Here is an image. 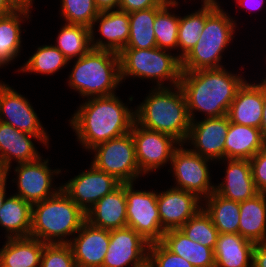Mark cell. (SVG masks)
<instances>
[{"instance_id": "obj_42", "label": "cell", "mask_w": 266, "mask_h": 267, "mask_svg": "<svg viewBox=\"0 0 266 267\" xmlns=\"http://www.w3.org/2000/svg\"><path fill=\"white\" fill-rule=\"evenodd\" d=\"M166 0H120L119 10L130 13L151 7H163Z\"/></svg>"}, {"instance_id": "obj_14", "label": "cell", "mask_w": 266, "mask_h": 267, "mask_svg": "<svg viewBox=\"0 0 266 267\" xmlns=\"http://www.w3.org/2000/svg\"><path fill=\"white\" fill-rule=\"evenodd\" d=\"M121 184L114 176L96 169L92 164L87 171L68 180L61 189L86 213L97 201Z\"/></svg>"}, {"instance_id": "obj_5", "label": "cell", "mask_w": 266, "mask_h": 267, "mask_svg": "<svg viewBox=\"0 0 266 267\" xmlns=\"http://www.w3.org/2000/svg\"><path fill=\"white\" fill-rule=\"evenodd\" d=\"M120 82L119 54L91 49L75 61L68 85L88 99L114 95Z\"/></svg>"}, {"instance_id": "obj_49", "label": "cell", "mask_w": 266, "mask_h": 267, "mask_svg": "<svg viewBox=\"0 0 266 267\" xmlns=\"http://www.w3.org/2000/svg\"><path fill=\"white\" fill-rule=\"evenodd\" d=\"M6 180L7 176L3 174L0 177V208L2 207L3 201L6 197Z\"/></svg>"}, {"instance_id": "obj_13", "label": "cell", "mask_w": 266, "mask_h": 267, "mask_svg": "<svg viewBox=\"0 0 266 267\" xmlns=\"http://www.w3.org/2000/svg\"><path fill=\"white\" fill-rule=\"evenodd\" d=\"M150 242L130 227L110 231L102 267H146Z\"/></svg>"}, {"instance_id": "obj_44", "label": "cell", "mask_w": 266, "mask_h": 267, "mask_svg": "<svg viewBox=\"0 0 266 267\" xmlns=\"http://www.w3.org/2000/svg\"><path fill=\"white\" fill-rule=\"evenodd\" d=\"M99 11L118 10L120 0H94Z\"/></svg>"}, {"instance_id": "obj_28", "label": "cell", "mask_w": 266, "mask_h": 267, "mask_svg": "<svg viewBox=\"0 0 266 267\" xmlns=\"http://www.w3.org/2000/svg\"><path fill=\"white\" fill-rule=\"evenodd\" d=\"M238 233L255 244L266 241V193L240 202Z\"/></svg>"}, {"instance_id": "obj_30", "label": "cell", "mask_w": 266, "mask_h": 267, "mask_svg": "<svg viewBox=\"0 0 266 267\" xmlns=\"http://www.w3.org/2000/svg\"><path fill=\"white\" fill-rule=\"evenodd\" d=\"M204 210L210 215L214 226L221 233H238L240 223V202H236L215 191L204 199ZM206 207V208H205Z\"/></svg>"}, {"instance_id": "obj_16", "label": "cell", "mask_w": 266, "mask_h": 267, "mask_svg": "<svg viewBox=\"0 0 266 267\" xmlns=\"http://www.w3.org/2000/svg\"><path fill=\"white\" fill-rule=\"evenodd\" d=\"M29 100L9 85L0 84V121L21 132L48 136Z\"/></svg>"}, {"instance_id": "obj_51", "label": "cell", "mask_w": 266, "mask_h": 267, "mask_svg": "<svg viewBox=\"0 0 266 267\" xmlns=\"http://www.w3.org/2000/svg\"><path fill=\"white\" fill-rule=\"evenodd\" d=\"M4 65H7V64H6V63L3 61V59L0 57V67L3 68ZM2 83H4V82H0V84H2Z\"/></svg>"}, {"instance_id": "obj_11", "label": "cell", "mask_w": 266, "mask_h": 267, "mask_svg": "<svg viewBox=\"0 0 266 267\" xmlns=\"http://www.w3.org/2000/svg\"><path fill=\"white\" fill-rule=\"evenodd\" d=\"M130 132L134 139L136 160L142 174L156 171L168 162L171 164L173 152L181 144L173 136L146 129L135 121Z\"/></svg>"}, {"instance_id": "obj_8", "label": "cell", "mask_w": 266, "mask_h": 267, "mask_svg": "<svg viewBox=\"0 0 266 267\" xmlns=\"http://www.w3.org/2000/svg\"><path fill=\"white\" fill-rule=\"evenodd\" d=\"M90 150L95 153L91 164L96 169L114 176L121 183H133L144 175L140 172L136 160L131 132L102 142Z\"/></svg>"}, {"instance_id": "obj_47", "label": "cell", "mask_w": 266, "mask_h": 267, "mask_svg": "<svg viewBox=\"0 0 266 267\" xmlns=\"http://www.w3.org/2000/svg\"><path fill=\"white\" fill-rule=\"evenodd\" d=\"M16 8L9 0H0V16H5L12 13Z\"/></svg>"}, {"instance_id": "obj_6", "label": "cell", "mask_w": 266, "mask_h": 267, "mask_svg": "<svg viewBox=\"0 0 266 267\" xmlns=\"http://www.w3.org/2000/svg\"><path fill=\"white\" fill-rule=\"evenodd\" d=\"M219 3L207 4V19L200 39L181 60L182 71L221 68L222 52L234 37L236 21Z\"/></svg>"}, {"instance_id": "obj_37", "label": "cell", "mask_w": 266, "mask_h": 267, "mask_svg": "<svg viewBox=\"0 0 266 267\" xmlns=\"http://www.w3.org/2000/svg\"><path fill=\"white\" fill-rule=\"evenodd\" d=\"M190 240L214 250L219 232L213 224L210 215L200 209L192 218L179 228Z\"/></svg>"}, {"instance_id": "obj_20", "label": "cell", "mask_w": 266, "mask_h": 267, "mask_svg": "<svg viewBox=\"0 0 266 267\" xmlns=\"http://www.w3.org/2000/svg\"><path fill=\"white\" fill-rule=\"evenodd\" d=\"M99 23L98 32L102 38L95 39L94 28ZM129 13L121 10L100 11L91 28V46L96 50H110L120 53L127 45L130 35Z\"/></svg>"}, {"instance_id": "obj_32", "label": "cell", "mask_w": 266, "mask_h": 267, "mask_svg": "<svg viewBox=\"0 0 266 267\" xmlns=\"http://www.w3.org/2000/svg\"><path fill=\"white\" fill-rule=\"evenodd\" d=\"M162 7H151L129 13L130 35L125 48L150 49L157 47L154 20Z\"/></svg>"}, {"instance_id": "obj_15", "label": "cell", "mask_w": 266, "mask_h": 267, "mask_svg": "<svg viewBox=\"0 0 266 267\" xmlns=\"http://www.w3.org/2000/svg\"><path fill=\"white\" fill-rule=\"evenodd\" d=\"M229 128L227 115L191 121L185 141L193 145L191 151L209 160L225 159V139Z\"/></svg>"}, {"instance_id": "obj_3", "label": "cell", "mask_w": 266, "mask_h": 267, "mask_svg": "<svg viewBox=\"0 0 266 267\" xmlns=\"http://www.w3.org/2000/svg\"><path fill=\"white\" fill-rule=\"evenodd\" d=\"M152 89L134 110L135 122L146 129L169 134L185 144L191 119L181 86Z\"/></svg>"}, {"instance_id": "obj_36", "label": "cell", "mask_w": 266, "mask_h": 267, "mask_svg": "<svg viewBox=\"0 0 266 267\" xmlns=\"http://www.w3.org/2000/svg\"><path fill=\"white\" fill-rule=\"evenodd\" d=\"M178 3L167 2L156 14L154 33L157 48L170 50L178 48L179 16L169 12L170 7H177Z\"/></svg>"}, {"instance_id": "obj_25", "label": "cell", "mask_w": 266, "mask_h": 267, "mask_svg": "<svg viewBox=\"0 0 266 267\" xmlns=\"http://www.w3.org/2000/svg\"><path fill=\"white\" fill-rule=\"evenodd\" d=\"M225 159L250 160L266 146L259 128L239 125L229 121L225 139Z\"/></svg>"}, {"instance_id": "obj_12", "label": "cell", "mask_w": 266, "mask_h": 267, "mask_svg": "<svg viewBox=\"0 0 266 267\" xmlns=\"http://www.w3.org/2000/svg\"><path fill=\"white\" fill-rule=\"evenodd\" d=\"M49 160H42V157L36 161L29 163H19L15 167L16 184L18 193L24 201L31 204L43 201L56 195L60 190L59 187H52L53 178L61 173L60 169H50L48 166Z\"/></svg>"}, {"instance_id": "obj_46", "label": "cell", "mask_w": 266, "mask_h": 267, "mask_svg": "<svg viewBox=\"0 0 266 267\" xmlns=\"http://www.w3.org/2000/svg\"><path fill=\"white\" fill-rule=\"evenodd\" d=\"M236 2L244 8L259 10V8L263 5L264 0H236Z\"/></svg>"}, {"instance_id": "obj_2", "label": "cell", "mask_w": 266, "mask_h": 267, "mask_svg": "<svg viewBox=\"0 0 266 267\" xmlns=\"http://www.w3.org/2000/svg\"><path fill=\"white\" fill-rule=\"evenodd\" d=\"M246 80L224 67L182 71L180 86L185 94L191 121L195 113L203 112L204 118L225 116L237 91Z\"/></svg>"}, {"instance_id": "obj_1", "label": "cell", "mask_w": 266, "mask_h": 267, "mask_svg": "<svg viewBox=\"0 0 266 267\" xmlns=\"http://www.w3.org/2000/svg\"><path fill=\"white\" fill-rule=\"evenodd\" d=\"M71 116L70 125L80 144L86 149L125 135L131 131L135 121L134 111L118 96L86 99Z\"/></svg>"}, {"instance_id": "obj_48", "label": "cell", "mask_w": 266, "mask_h": 267, "mask_svg": "<svg viewBox=\"0 0 266 267\" xmlns=\"http://www.w3.org/2000/svg\"><path fill=\"white\" fill-rule=\"evenodd\" d=\"M9 1L16 9H26L30 11L33 6L32 5L33 0H9Z\"/></svg>"}, {"instance_id": "obj_40", "label": "cell", "mask_w": 266, "mask_h": 267, "mask_svg": "<svg viewBox=\"0 0 266 267\" xmlns=\"http://www.w3.org/2000/svg\"><path fill=\"white\" fill-rule=\"evenodd\" d=\"M148 267H194L188 260L169 251L160 241L149 245Z\"/></svg>"}, {"instance_id": "obj_4", "label": "cell", "mask_w": 266, "mask_h": 267, "mask_svg": "<svg viewBox=\"0 0 266 267\" xmlns=\"http://www.w3.org/2000/svg\"><path fill=\"white\" fill-rule=\"evenodd\" d=\"M86 221V213L61 189L32 204L30 237L45 244H68Z\"/></svg>"}, {"instance_id": "obj_9", "label": "cell", "mask_w": 266, "mask_h": 267, "mask_svg": "<svg viewBox=\"0 0 266 267\" xmlns=\"http://www.w3.org/2000/svg\"><path fill=\"white\" fill-rule=\"evenodd\" d=\"M134 183L125 184L127 227L134 229L148 242H159L166 232L161 226L156 191L134 190Z\"/></svg>"}, {"instance_id": "obj_24", "label": "cell", "mask_w": 266, "mask_h": 267, "mask_svg": "<svg viewBox=\"0 0 266 267\" xmlns=\"http://www.w3.org/2000/svg\"><path fill=\"white\" fill-rule=\"evenodd\" d=\"M254 246L239 233L219 234L214 248L215 267H252Z\"/></svg>"}, {"instance_id": "obj_39", "label": "cell", "mask_w": 266, "mask_h": 267, "mask_svg": "<svg viewBox=\"0 0 266 267\" xmlns=\"http://www.w3.org/2000/svg\"><path fill=\"white\" fill-rule=\"evenodd\" d=\"M40 267H77L69 244H45Z\"/></svg>"}, {"instance_id": "obj_23", "label": "cell", "mask_w": 266, "mask_h": 267, "mask_svg": "<svg viewBox=\"0 0 266 267\" xmlns=\"http://www.w3.org/2000/svg\"><path fill=\"white\" fill-rule=\"evenodd\" d=\"M227 161L225 180L215 186V192L224 198L242 202L260 193L253 181L251 164L246 159H224Z\"/></svg>"}, {"instance_id": "obj_52", "label": "cell", "mask_w": 266, "mask_h": 267, "mask_svg": "<svg viewBox=\"0 0 266 267\" xmlns=\"http://www.w3.org/2000/svg\"><path fill=\"white\" fill-rule=\"evenodd\" d=\"M4 174V172L2 171V169L0 168V177Z\"/></svg>"}, {"instance_id": "obj_22", "label": "cell", "mask_w": 266, "mask_h": 267, "mask_svg": "<svg viewBox=\"0 0 266 267\" xmlns=\"http://www.w3.org/2000/svg\"><path fill=\"white\" fill-rule=\"evenodd\" d=\"M126 207L125 183H121L86 212V221L109 231L124 228L127 226Z\"/></svg>"}, {"instance_id": "obj_17", "label": "cell", "mask_w": 266, "mask_h": 267, "mask_svg": "<svg viewBox=\"0 0 266 267\" xmlns=\"http://www.w3.org/2000/svg\"><path fill=\"white\" fill-rule=\"evenodd\" d=\"M32 138L48 148L49 136L24 133L0 121V168L6 176L11 169L12 159H16L19 164L33 162L42 157L35 148Z\"/></svg>"}, {"instance_id": "obj_45", "label": "cell", "mask_w": 266, "mask_h": 267, "mask_svg": "<svg viewBox=\"0 0 266 267\" xmlns=\"http://www.w3.org/2000/svg\"><path fill=\"white\" fill-rule=\"evenodd\" d=\"M263 139L266 141V78L264 79V103L261 124L259 127Z\"/></svg>"}, {"instance_id": "obj_21", "label": "cell", "mask_w": 266, "mask_h": 267, "mask_svg": "<svg viewBox=\"0 0 266 267\" xmlns=\"http://www.w3.org/2000/svg\"><path fill=\"white\" fill-rule=\"evenodd\" d=\"M264 103V79L258 84L245 81L230 104L229 121L239 125L259 128Z\"/></svg>"}, {"instance_id": "obj_26", "label": "cell", "mask_w": 266, "mask_h": 267, "mask_svg": "<svg viewBox=\"0 0 266 267\" xmlns=\"http://www.w3.org/2000/svg\"><path fill=\"white\" fill-rule=\"evenodd\" d=\"M45 243L33 237L7 238L0 249L2 267H40Z\"/></svg>"}, {"instance_id": "obj_50", "label": "cell", "mask_w": 266, "mask_h": 267, "mask_svg": "<svg viewBox=\"0 0 266 267\" xmlns=\"http://www.w3.org/2000/svg\"><path fill=\"white\" fill-rule=\"evenodd\" d=\"M169 3H178L176 0H166ZM203 3L202 4H214L218 3L216 0H201Z\"/></svg>"}, {"instance_id": "obj_10", "label": "cell", "mask_w": 266, "mask_h": 267, "mask_svg": "<svg viewBox=\"0 0 266 267\" xmlns=\"http://www.w3.org/2000/svg\"><path fill=\"white\" fill-rule=\"evenodd\" d=\"M183 146L184 144L181 143L174 150L171 159V169L177 184L174 188L192 192L200 199H205L215 191V185L210 183L207 165L211 160Z\"/></svg>"}, {"instance_id": "obj_7", "label": "cell", "mask_w": 266, "mask_h": 267, "mask_svg": "<svg viewBox=\"0 0 266 267\" xmlns=\"http://www.w3.org/2000/svg\"><path fill=\"white\" fill-rule=\"evenodd\" d=\"M120 78L138 77L156 80V87L164 86V81H170L172 87L180 84L182 68L181 59L168 50L160 48L135 49L124 48L119 53Z\"/></svg>"}, {"instance_id": "obj_43", "label": "cell", "mask_w": 266, "mask_h": 267, "mask_svg": "<svg viewBox=\"0 0 266 267\" xmlns=\"http://www.w3.org/2000/svg\"><path fill=\"white\" fill-rule=\"evenodd\" d=\"M252 267H266V241L255 244Z\"/></svg>"}, {"instance_id": "obj_18", "label": "cell", "mask_w": 266, "mask_h": 267, "mask_svg": "<svg viewBox=\"0 0 266 267\" xmlns=\"http://www.w3.org/2000/svg\"><path fill=\"white\" fill-rule=\"evenodd\" d=\"M196 194L181 189L170 188L157 192V205L162 228L167 231L179 229L192 218L202 205Z\"/></svg>"}, {"instance_id": "obj_19", "label": "cell", "mask_w": 266, "mask_h": 267, "mask_svg": "<svg viewBox=\"0 0 266 267\" xmlns=\"http://www.w3.org/2000/svg\"><path fill=\"white\" fill-rule=\"evenodd\" d=\"M77 237L68 243L77 267H102L110 243V231L85 221Z\"/></svg>"}, {"instance_id": "obj_27", "label": "cell", "mask_w": 266, "mask_h": 267, "mask_svg": "<svg viewBox=\"0 0 266 267\" xmlns=\"http://www.w3.org/2000/svg\"><path fill=\"white\" fill-rule=\"evenodd\" d=\"M160 242L194 267H215L214 250L190 240L180 229L167 230Z\"/></svg>"}, {"instance_id": "obj_31", "label": "cell", "mask_w": 266, "mask_h": 267, "mask_svg": "<svg viewBox=\"0 0 266 267\" xmlns=\"http://www.w3.org/2000/svg\"><path fill=\"white\" fill-rule=\"evenodd\" d=\"M29 12L31 13L26 9H16L8 15L0 16V57L7 65L20 52L21 22L30 19Z\"/></svg>"}, {"instance_id": "obj_38", "label": "cell", "mask_w": 266, "mask_h": 267, "mask_svg": "<svg viewBox=\"0 0 266 267\" xmlns=\"http://www.w3.org/2000/svg\"><path fill=\"white\" fill-rule=\"evenodd\" d=\"M61 15L66 24L84 25L92 28L100 11L94 0H61Z\"/></svg>"}, {"instance_id": "obj_41", "label": "cell", "mask_w": 266, "mask_h": 267, "mask_svg": "<svg viewBox=\"0 0 266 267\" xmlns=\"http://www.w3.org/2000/svg\"><path fill=\"white\" fill-rule=\"evenodd\" d=\"M252 177L257 190L266 193V146L250 160Z\"/></svg>"}, {"instance_id": "obj_34", "label": "cell", "mask_w": 266, "mask_h": 267, "mask_svg": "<svg viewBox=\"0 0 266 267\" xmlns=\"http://www.w3.org/2000/svg\"><path fill=\"white\" fill-rule=\"evenodd\" d=\"M207 19V4H202L197 11L180 17L178 27V48L181 53L177 56L182 60L200 39Z\"/></svg>"}, {"instance_id": "obj_35", "label": "cell", "mask_w": 266, "mask_h": 267, "mask_svg": "<svg viewBox=\"0 0 266 267\" xmlns=\"http://www.w3.org/2000/svg\"><path fill=\"white\" fill-rule=\"evenodd\" d=\"M69 64V60L54 45H43L18 69L20 72L52 75Z\"/></svg>"}, {"instance_id": "obj_29", "label": "cell", "mask_w": 266, "mask_h": 267, "mask_svg": "<svg viewBox=\"0 0 266 267\" xmlns=\"http://www.w3.org/2000/svg\"><path fill=\"white\" fill-rule=\"evenodd\" d=\"M32 204L17 195L5 197L0 208V226L5 238L30 237Z\"/></svg>"}, {"instance_id": "obj_33", "label": "cell", "mask_w": 266, "mask_h": 267, "mask_svg": "<svg viewBox=\"0 0 266 267\" xmlns=\"http://www.w3.org/2000/svg\"><path fill=\"white\" fill-rule=\"evenodd\" d=\"M56 46L69 60L80 58L91 49V28L84 25L65 24L58 33Z\"/></svg>"}]
</instances>
